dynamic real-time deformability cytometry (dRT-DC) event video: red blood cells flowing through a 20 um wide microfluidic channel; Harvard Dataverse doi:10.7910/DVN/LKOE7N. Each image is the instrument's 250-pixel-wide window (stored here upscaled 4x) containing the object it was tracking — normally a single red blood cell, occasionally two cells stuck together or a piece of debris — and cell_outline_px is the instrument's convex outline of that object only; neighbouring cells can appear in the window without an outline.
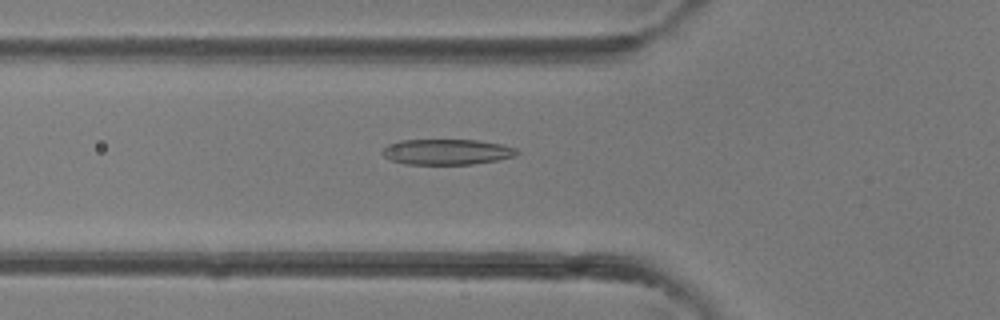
{"species": "common noctule bat (a hibernating species)", "species_latin": "Nyctalus noctula", "temperature_condition": "room temperature", "stored_images_in_passage": 31, "camera_frame_rate_fps": 3000, "um_per_image_px": 0.085, "animal": {"sex": "female"}, "frame": {"image": 1, "passage_image": 14, "time_ms": 4.333, "image_size_px": [1000, 320], "cell_outline_px": [[520, 152], [516, 156], [496, 160], [472, 164], [404, 164], [392, 160], [384, 156], [380, 152], [388, 144], [400, 140], [476, 140], [500, 144], [516, 148]], "centroid_in_image_um": [37.97, 12.91], "position_along_channel_um": 87.8, "area_um2": 20.0}}
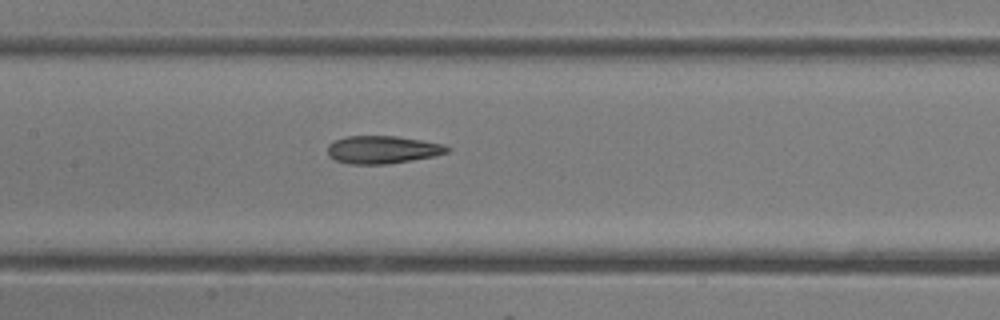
{"frame": {"image": 2, "passage_image": 19, "time_ms": 6.0, "image_size_px": [1000, 320], "cell_outline_px": [[452, 148], [448, 152], [432, 156], [388, 164], [348, 164], [336, 160], [328, 156], [328, 144], [336, 140], [348, 136], [396, 136], [444, 144]], "centroid_in_image_um": [32.51, 12.72], "position_along_channel_um": 174.9, "area_um2": 19.25}}
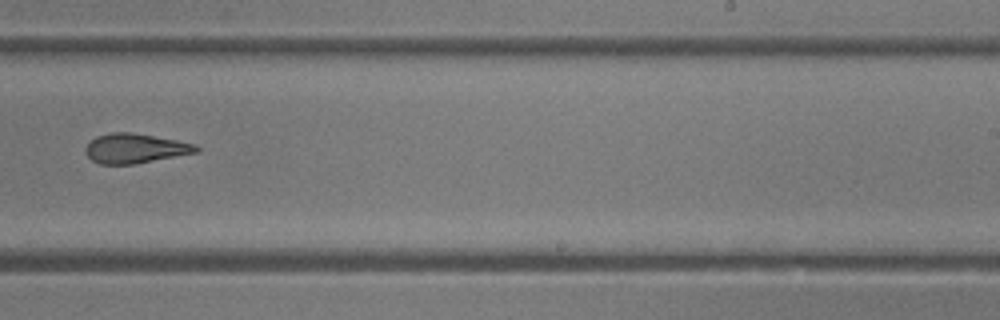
{"frame": {"image": 3, "passage_image": 25, "time_ms": 8.0, "image_size_px": [1000, 320], "cell_outline_px": [[200, 152], [132, 164], [100, 164], [92, 160], [84, 152], [84, 148], [96, 136], [112, 132], [132, 132], [176, 140], [196, 144], [200, 148]], "centroid_in_image_um": [11.49, 12.61], "position_along_channel_um": 277.5, "area_um2": 19.07}}